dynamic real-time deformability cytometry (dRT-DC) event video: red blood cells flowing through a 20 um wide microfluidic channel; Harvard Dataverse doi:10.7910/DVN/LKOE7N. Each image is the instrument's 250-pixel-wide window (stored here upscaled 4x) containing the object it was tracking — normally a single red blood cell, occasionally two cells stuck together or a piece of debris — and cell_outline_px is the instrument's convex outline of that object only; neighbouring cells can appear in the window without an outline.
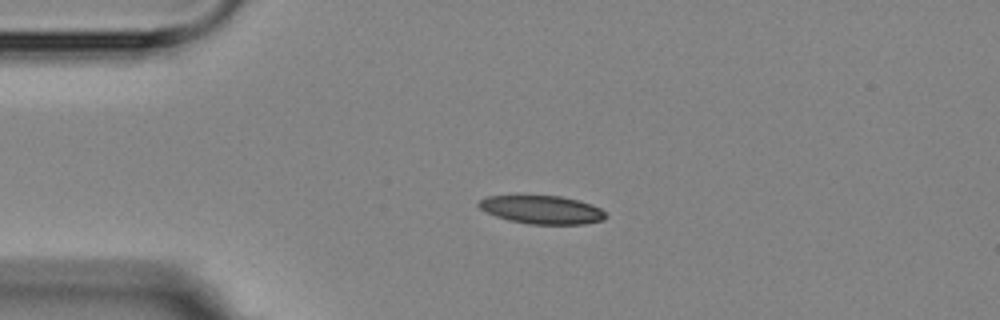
{"species": "Egyptian fruit bat (a non-hibernating species)", "species_latin": "Rousettus aegyptiacus", "temperature_condition": "room temperature", "stored_images_in_passage": 4, "camera_frame_rate_fps": 3000, "um_per_image_px": 0.085, "animal": {"sex": "female"}, "frame": {"image": 1, "passage_image": 3, "time_ms": 2.333, "image_size_px": [1000, 320], "cell_outline_px": [[608, 216], [604, 220], [584, 224], [528, 224], [508, 220], [496, 216], [480, 208], [476, 204], [480, 200], [488, 196], [560, 196], [592, 204], [600, 208]], "centroid_in_image_um": [46.09, 17.83], "position_along_channel_um": 38.9, "area_um2": 20.81}}